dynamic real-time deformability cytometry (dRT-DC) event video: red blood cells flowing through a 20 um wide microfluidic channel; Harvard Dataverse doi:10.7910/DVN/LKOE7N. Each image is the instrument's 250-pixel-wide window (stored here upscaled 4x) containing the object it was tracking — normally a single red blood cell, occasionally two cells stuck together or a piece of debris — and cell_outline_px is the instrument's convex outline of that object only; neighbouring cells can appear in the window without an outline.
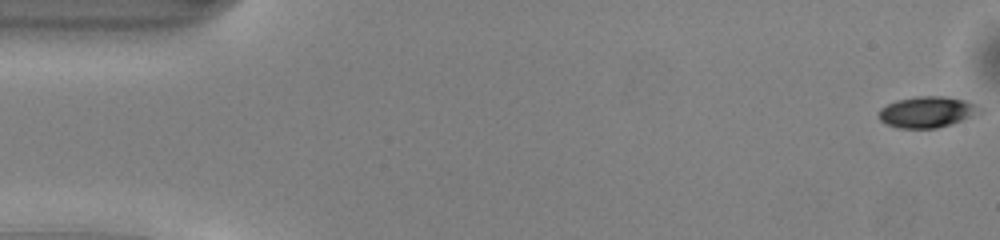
{"species": "common noctule bat (a hibernating species)", "species_latin": "Nyctalus noctula", "temperature_condition": "warm", "stored_images_in_passage": 16, "camera_frame_rate_fps": 3000, "um_per_image_px": 0.085, "animal": {"sex": "male", "body_mass_g": 13.0, "forearm_length_mm": 53.1}, "frame": {"image": 1, "passage_image": 1, "time_ms": 0.0, "image_size_px": [1000, 240], "cell_outline_px": [[984, 112], [936, 128], [900, 128], [888, 124], [880, 120], [880, 108], [896, 100], [916, 96], [948, 96], [964, 100], [976, 104], [984, 108]], "centroid_in_image_um": [78.85, 9.5], "position_along_channel_um": 6.2, "area_um2": 18.21}}
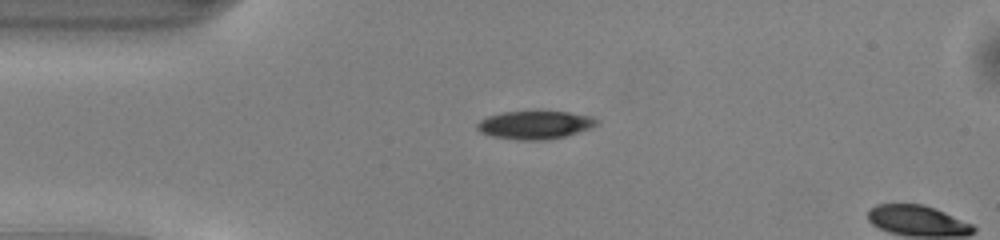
{"frame": {"image": 2, "passage_image": 12, "time_ms": 3.667, "image_size_px": [1000, 240], "cell_outline_px": [[600, 124], [564, 136], [548, 140], [516, 140], [492, 136], [480, 132], [476, 128], [476, 124], [480, 120], [488, 116], [500, 112], [568, 112], [592, 116], [600, 120]], "centroid_in_image_um": [45.46, 10.62], "position_along_channel_um": 39.5, "area_um2": 19.59}}